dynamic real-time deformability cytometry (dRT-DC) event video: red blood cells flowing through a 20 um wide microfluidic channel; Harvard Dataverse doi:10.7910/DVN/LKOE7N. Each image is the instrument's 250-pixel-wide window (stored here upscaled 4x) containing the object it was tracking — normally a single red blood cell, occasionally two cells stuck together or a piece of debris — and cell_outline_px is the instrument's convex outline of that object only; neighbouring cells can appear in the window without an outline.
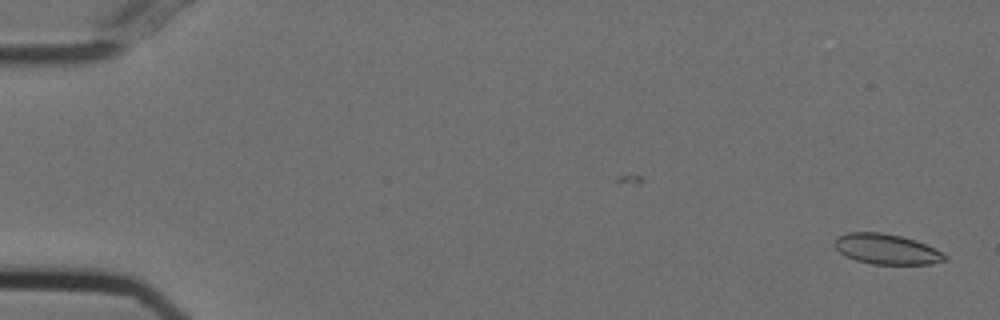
{"species": "Egyptian fruit bat (a non-hibernating species)", "species_latin": "Rousettus aegyptiacus", "temperature_condition": "cold", "stored_images_in_passage": 48, "camera_frame_rate_fps": 3000, "um_per_image_px": 0.085, "animal": {"sex": "female"}, "frame": {"image": 1, "passage_image": 1, "time_ms": 0.0, "image_size_px": [1000, 320], "cell_outline_px": [[948, 260], [932, 264], [872, 264], [856, 260], [840, 252], [832, 244], [836, 236], [848, 232], [880, 232], [900, 236], [916, 240], [944, 252], [948, 256]], "centroid_in_image_um": [75.38, 21.17], "position_along_channel_um": 9.6, "area_um2": 19.65}}
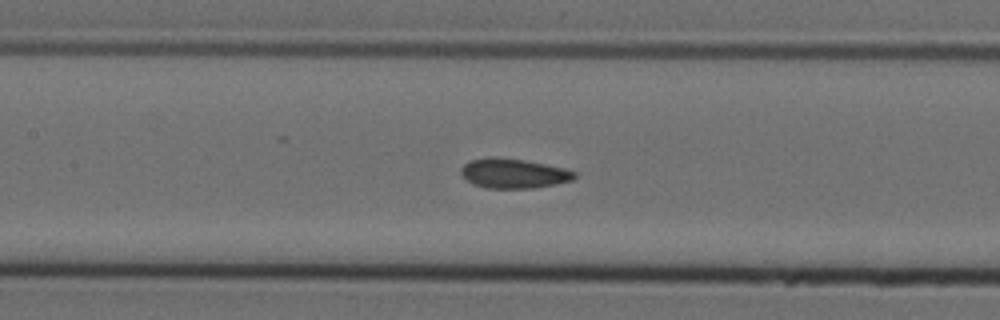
{"frame": {"image": 2, "passage_image": 25, "time_ms": 8.0, "image_size_px": [1000, 320], "cell_outline_px": [[576, 176], [572, 180], [556, 184], [532, 188], [484, 188], [472, 184], [460, 176], [460, 168], [464, 164], [472, 160], [488, 156], [496, 156], [524, 160], [564, 168], [576, 172]], "centroid_in_image_um": [43.59, 14.74], "position_along_channel_um": 163.8, "area_um2": 19.83}}
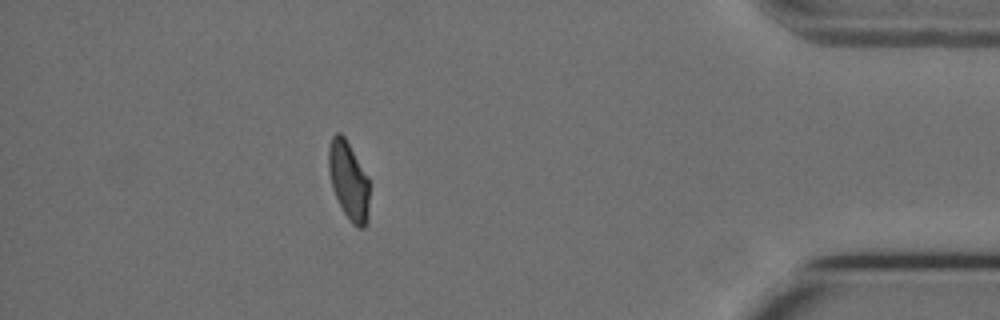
{"frame": {"image": 3, "passage_image": 48, "time_ms": 15.667, "image_size_px": [1000, 320], "cell_outline_px": [[368, 220], [364, 228], [356, 228], [352, 224], [344, 212], [332, 188], [328, 168], [328, 148], [332, 136], [336, 132], [340, 132], [344, 136], [368, 176]], "centroid_in_image_um": [29.63, 15.35], "position_along_channel_um": 405.6, "area_um2": 18.55}, "authors_computed_cell_mechanics": {"area_um2": 19.7098, "velocity_mm_per_s": 3.7176, "shape_relaxation_time_tau1_ms": null, "shape_relaxation_time_tau2_ms": 2.4369, "deformation_change_tau1": null, "deformation_change_tau2": 0.0671}}